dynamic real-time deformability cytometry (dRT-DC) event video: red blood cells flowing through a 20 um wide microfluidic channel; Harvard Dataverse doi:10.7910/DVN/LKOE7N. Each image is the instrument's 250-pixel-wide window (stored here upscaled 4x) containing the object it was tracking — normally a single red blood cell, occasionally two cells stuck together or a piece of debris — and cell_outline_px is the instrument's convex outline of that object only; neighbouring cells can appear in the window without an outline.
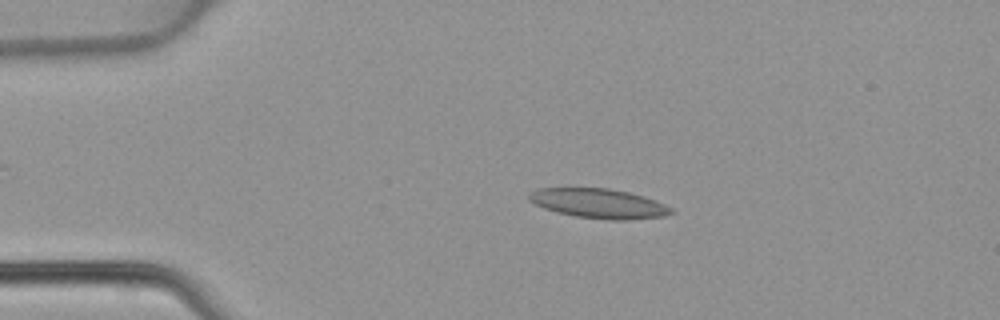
{"species": "common noctule bat (a hibernating species)", "species_latin": "Nyctalus noctula", "temperature_condition": "warm", "stored_images_in_passage": 40, "camera_frame_rate_fps": 3000, "um_per_image_px": 0.085, "animal": {"sex": "female", "body_mass_g": 22.7, "forearm_length_mm": 54.2}, "frame": {"image": 1, "passage_image": 9, "time_ms": 2.667, "image_size_px": [1000, 320], "cell_outline_px": [[676, 212], [664, 216], [628, 220], [612, 220], [576, 216], [556, 212], [544, 208], [528, 200], [528, 192], [536, 188], [608, 188], [628, 192], [644, 196], [656, 200], [672, 208]], "centroid_in_image_um": [50.9, 17.29], "position_along_channel_um": 34.1, "area_um2": 24.62}}
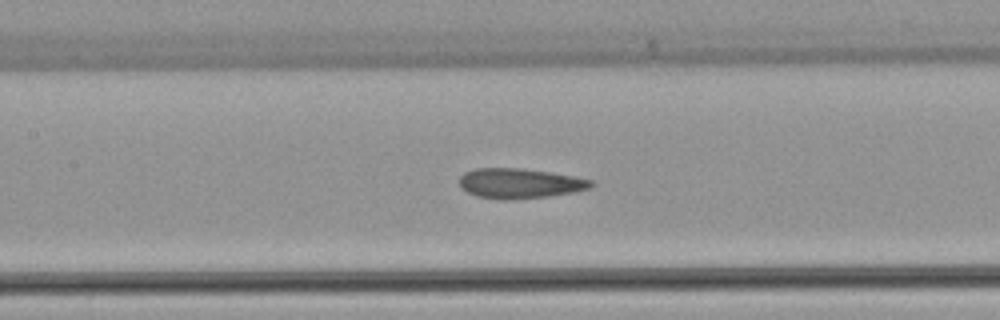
{"frame": {"image": 2, "passage_image": 21, "time_ms": 6.667, "image_size_px": [1000, 320], "cell_outline_px": [[596, 184], [588, 188], [576, 192], [548, 196], [476, 196], [460, 188], [460, 176], [464, 172], [476, 168], [524, 168], [552, 172], [576, 176], [592, 180]], "centroid_in_image_um": [44.24, 15.52], "position_along_channel_um": 163.2, "area_um2": 22.2}}
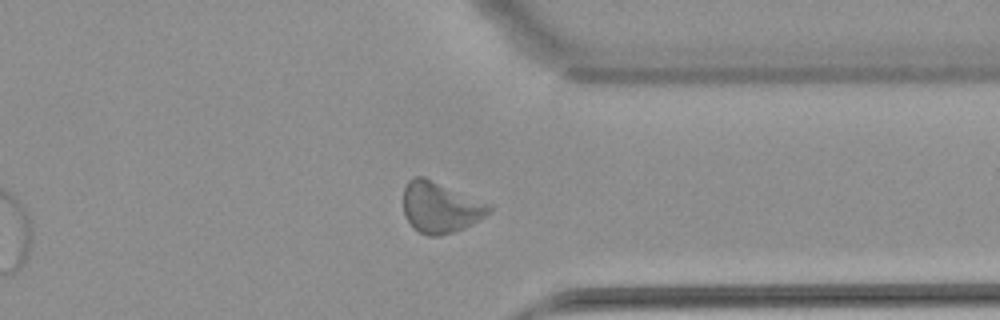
{"frame": {"image": 3, "passage_image": 36, "time_ms": 11.667, "image_size_px": [1000, 320], "cell_outline_px": [[492, 212], [472, 224], [464, 228], [452, 232], [436, 236], [428, 236], [420, 232], [408, 220], [404, 212], [404, 188], [408, 180], [416, 176], [424, 176], [492, 204]], "centroid_in_image_um": [37.47, 17.6], "position_along_channel_um": 373.9, "area_um2": 25.43}}